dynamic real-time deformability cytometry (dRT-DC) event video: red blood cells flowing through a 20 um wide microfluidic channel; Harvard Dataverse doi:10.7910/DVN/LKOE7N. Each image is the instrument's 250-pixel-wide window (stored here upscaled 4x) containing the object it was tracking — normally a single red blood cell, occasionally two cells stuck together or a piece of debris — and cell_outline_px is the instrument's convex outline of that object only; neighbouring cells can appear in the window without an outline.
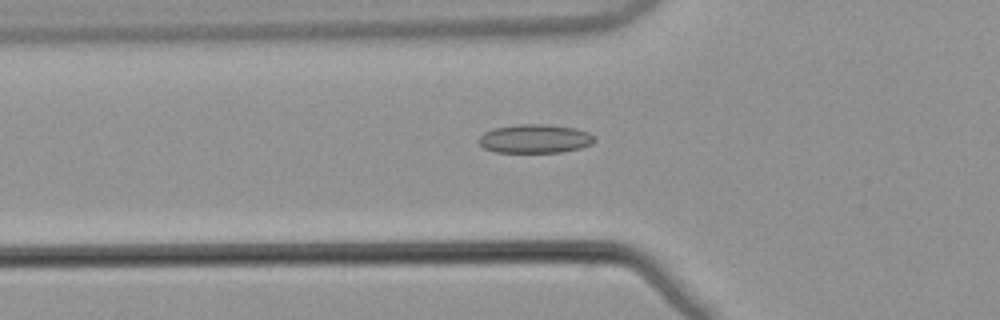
{"species": "common noctule bat (a hibernating species)", "species_latin": "Nyctalus noctula", "temperature_condition": "warm", "stored_images_in_passage": 34, "camera_frame_rate_fps": 3000, "um_per_image_px": 0.085, "animal": {"sex": "male", "body_mass_g": 21.5, "forearm_length_mm": 52.0}, "frame": {"image": 1, "passage_image": 4, "time_ms": 1.0, "image_size_px": [1000, 320], "cell_outline_px": [[596, 140], [592, 144], [580, 148], [560, 152], [496, 152], [484, 148], [476, 140], [484, 132], [492, 128], [516, 124], [548, 124], [576, 128], [588, 132], [596, 136]], "centroid_in_image_um": [45.47, 11.78], "position_along_channel_um": 80.3, "area_um2": 19.65}}
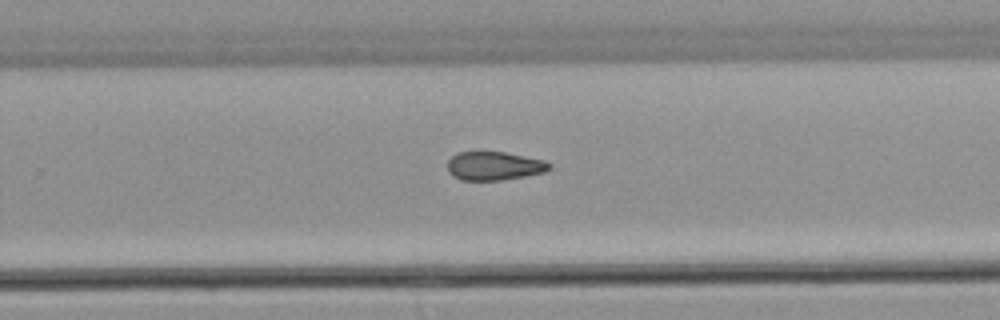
{"frame": {"image": 2, "passage_image": 20, "time_ms": 6.333, "image_size_px": [1000, 320], "cell_outline_px": [[552, 168], [544, 172], [524, 176], [500, 180], [460, 180], [452, 176], [448, 172], [448, 160], [456, 152], [480, 148], [504, 152], [544, 160], [552, 164]], "centroid_in_image_um": [41.94, 14.05], "position_along_channel_um": 287.9, "area_um2": 17.69}}
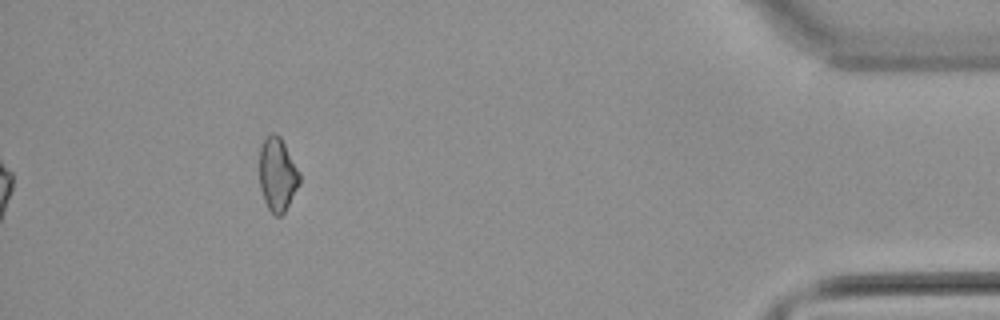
{"frame": {"image": 3, "passage_image": 34, "time_ms": 11.0, "image_size_px": [1000, 320], "cell_outline_px": [[300, 184], [284, 212], [280, 216], [276, 216], [268, 208], [264, 200], [260, 188], [260, 144], [272, 132], [276, 132], [280, 136], [300, 172]], "centroid_in_image_um": [23.59, 14.81], "position_along_channel_um": 411.6, "area_um2": 17.17}, "authors_computed_cell_mechanics": {"area_um2": 17.8024, "velocity_mm_per_s": 3.8906, "shape_relaxation_time_tau1_ms": null, "shape_relaxation_time_tau2_ms": 3.6883, "deformation_change_tau1": null, "deformation_change_tau2": 0.1014}}